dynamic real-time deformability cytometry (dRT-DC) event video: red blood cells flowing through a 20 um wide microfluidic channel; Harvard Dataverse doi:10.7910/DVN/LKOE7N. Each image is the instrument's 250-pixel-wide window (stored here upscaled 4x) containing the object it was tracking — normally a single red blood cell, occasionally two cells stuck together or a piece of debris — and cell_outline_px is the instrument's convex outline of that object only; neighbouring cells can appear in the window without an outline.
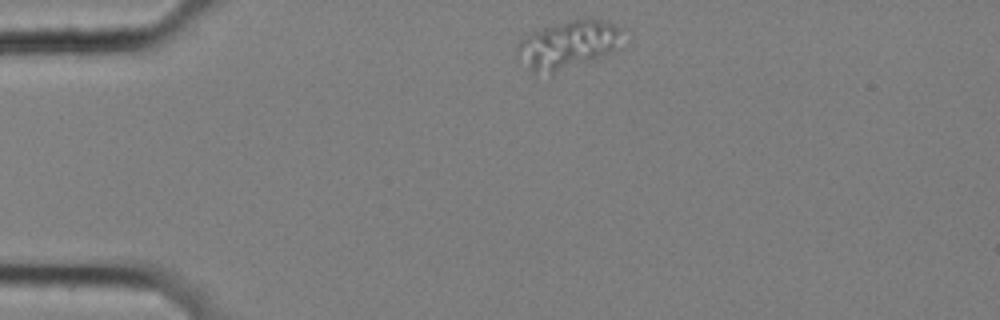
{"species": "common noctule bat (a hibernating species)", "species_latin": "Nyctalus noctula", "temperature_condition": "cold", "stored_images_in_passage": 47, "camera_frame_rate_fps": 3000, "um_per_image_px": 0.085, "animal": {"sex": "female", "body_mass_g": 25.1}, "frame": {"image": 1, "passage_image": 1, "time_ms": 0.0, "image_size_px": [1000, 320], "cell_outline_px": [[620, 28], [616, 48], [592, 60], [552, 76], [532, 72], [516, 56], [516, 44], [524, 36], [532, 32], [568, 20], [588, 16], [592, 16], [612, 24]], "centroid_in_image_um": [48.18, 3.82], "position_along_channel_um": 36.8, "area_um2": 29.71}}
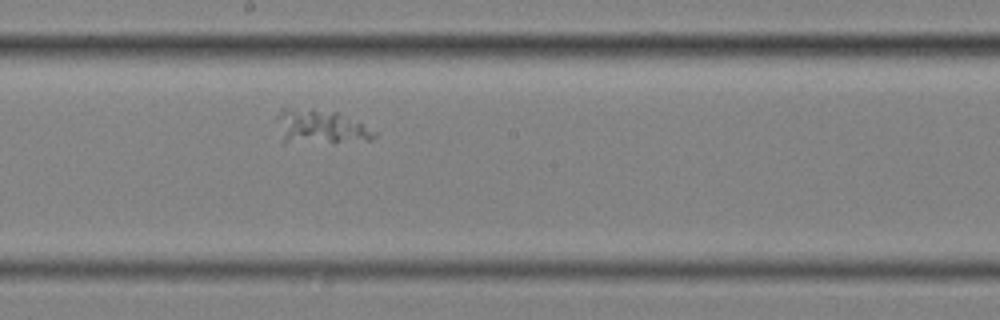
{"frame": {"image": 2, "passage_image": 21, "time_ms": 6.667, "image_size_px": [1000, 320], "cell_outline_px": [[376, 136], [372, 140], [284, 140], [276, 120], [276, 112], [280, 108], [312, 108], [336, 112], [376, 132]], "centroid_in_image_um": [27.17, 10.69], "position_along_channel_um": 221.0, "area_um2": 18.03}}
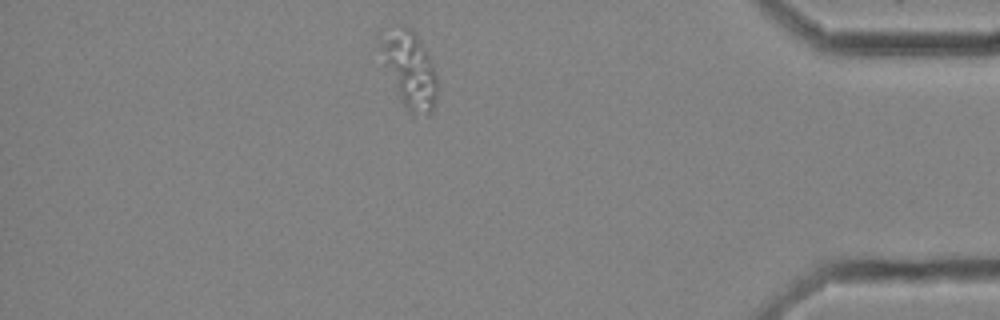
{"frame": {"image": 3, "passage_image": 40, "time_ms": 13.0, "image_size_px": [1000, 320], "cell_outline_px": [[436, 100], [432, 112], [428, 116], [412, 116], [404, 104], [376, 48], [400, 24], [404, 24], [412, 28], [428, 52], [432, 60], [436, 76]], "centroid_in_image_um": [34.87, 5.94], "position_along_channel_um": 400.3, "area_um2": 24.85}}